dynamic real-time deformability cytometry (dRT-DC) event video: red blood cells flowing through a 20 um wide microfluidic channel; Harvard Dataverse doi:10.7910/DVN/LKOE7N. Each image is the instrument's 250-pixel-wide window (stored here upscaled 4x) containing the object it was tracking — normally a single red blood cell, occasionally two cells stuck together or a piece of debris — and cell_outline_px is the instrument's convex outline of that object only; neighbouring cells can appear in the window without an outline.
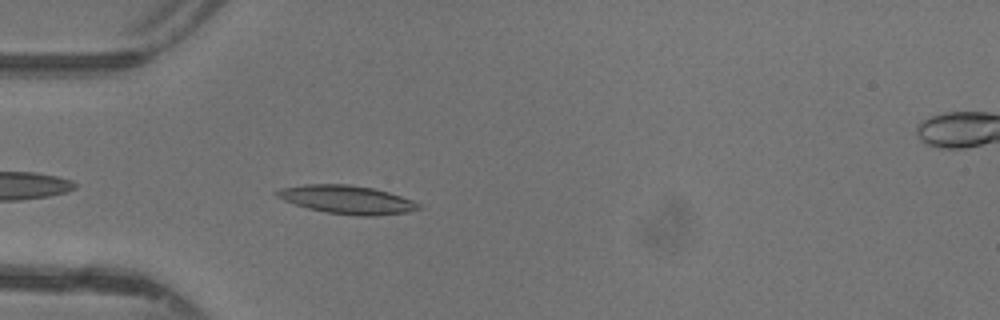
{"species": "common noctule bat (a hibernating species)", "species_latin": "Nyctalus noctula", "temperature_condition": "warm", "stored_images_in_passage": 30, "camera_frame_rate_fps": 3000, "um_per_image_px": 0.085, "animal": {"sex": "female"}, "frame": {"image": 1, "passage_image": 3, "time_ms": 0.667, "image_size_px": [1000, 320], "cell_outline_px": [[424, 208], [408, 212], [372, 216], [356, 216], [328, 212], [308, 208], [284, 200], [276, 196], [272, 192], [280, 188], [304, 184], [348, 184], [372, 188], [388, 192], [412, 200], [420, 204]], "centroid_in_image_um": [29.49, 16.96], "position_along_channel_um": 55.5, "area_um2": 23.41}}
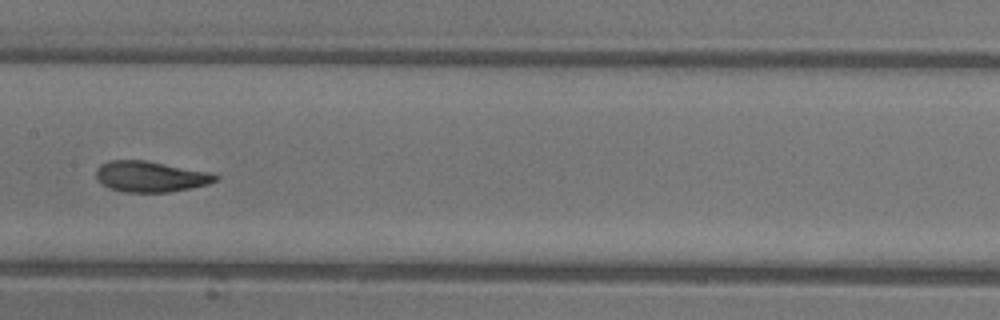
{"frame": {"image": 2, "passage_image": 13, "time_ms": 4.0, "image_size_px": [1000, 320], "cell_outline_px": [[220, 176], [216, 180], [208, 184], [192, 188], [168, 192], [124, 192], [108, 188], [96, 176], [96, 168], [100, 164], [112, 160], [144, 160], [216, 172]], "centroid_in_image_um": [12.86, 15.0], "position_along_channel_um": 194.5, "area_um2": 21.68}}
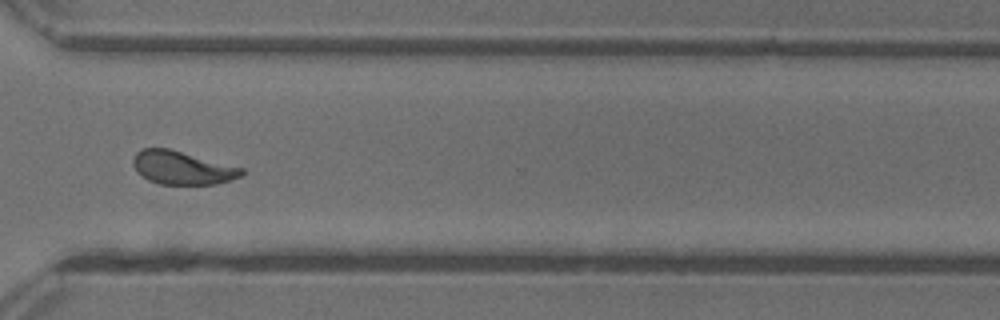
{"frame": {"image": 3, "passage_image": 24, "time_ms": 7.667, "image_size_px": [1000, 320], "cell_outline_px": [[244, 172], [240, 176], [216, 184], [160, 184], [148, 180], [136, 172], [132, 164], [132, 160], [136, 152], [140, 148], [168, 148], [244, 168]], "centroid_in_image_um": [15.43, 14.25], "position_along_channel_um": 355.2, "area_um2": 21.04}, "authors_computed_cell_mechanics": {"area_um2": 21.6461, "velocity_mm_per_s": 4.3917, "shape_relaxation_time_tau1_ms": 3.9384, "shape_relaxation_time_tau2_ms": 1.2655, "deformation_change_tau1": 0.1613, "deformation_change_tau2": 0.0859}}